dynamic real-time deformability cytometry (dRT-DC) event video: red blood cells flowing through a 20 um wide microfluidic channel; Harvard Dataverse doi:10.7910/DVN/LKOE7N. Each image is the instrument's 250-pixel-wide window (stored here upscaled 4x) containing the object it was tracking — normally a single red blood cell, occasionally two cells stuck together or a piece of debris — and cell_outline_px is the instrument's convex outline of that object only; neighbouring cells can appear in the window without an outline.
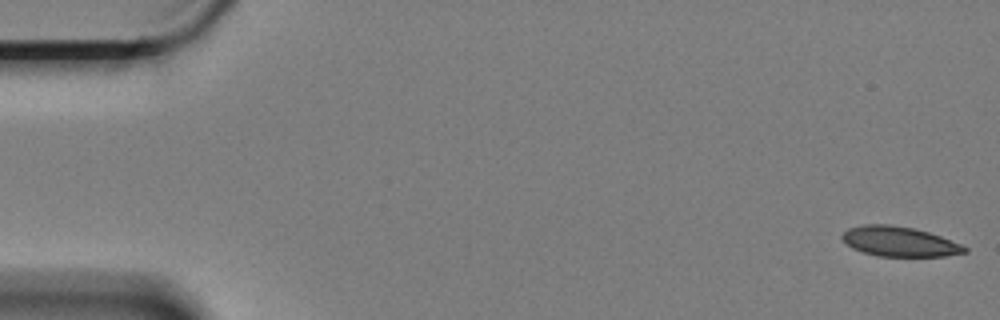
{"species": "Egyptian fruit bat (a non-hibernating species)", "species_latin": "Rousettus aegyptiacus", "temperature_condition": "cold", "stored_images_in_passage": 13, "camera_frame_rate_fps": 3000, "um_per_image_px": 0.085, "animal": {"sex": "female"}, "frame": {"image": 1, "passage_image": 1, "time_ms": 0.0, "image_size_px": [1000, 320], "cell_outline_px": [[968, 252], [944, 256], [880, 256], [864, 252], [852, 248], [840, 236], [848, 228], [864, 224], [892, 224], [912, 228], [928, 232], [940, 236], [960, 244], [968, 248]], "centroid_in_image_um": [76.44, 20.52], "position_along_channel_um": 8.6, "area_um2": 21.15}}